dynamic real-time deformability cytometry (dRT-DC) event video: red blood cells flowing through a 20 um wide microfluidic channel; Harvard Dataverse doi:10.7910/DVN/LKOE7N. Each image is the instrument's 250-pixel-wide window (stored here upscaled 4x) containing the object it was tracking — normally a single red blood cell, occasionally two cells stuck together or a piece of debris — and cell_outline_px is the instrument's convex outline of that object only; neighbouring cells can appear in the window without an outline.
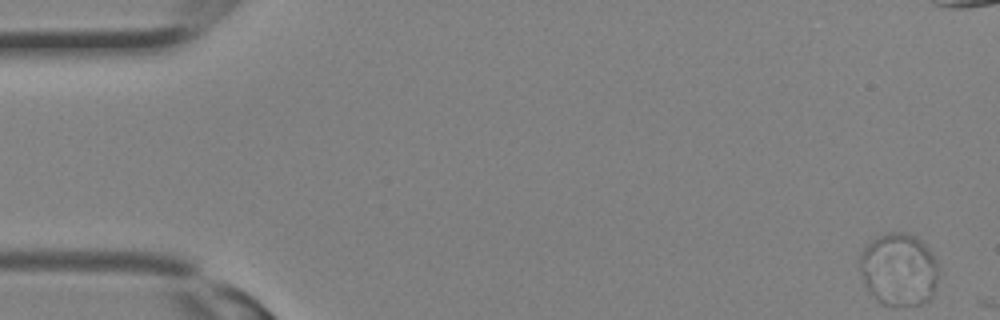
{"species": "Egyptian fruit bat (a non-hibernating species)", "species_latin": "Rousettus aegyptiacus", "temperature_condition": "room temperature", "stored_images_in_passage": 2, "camera_frame_rate_fps": 3000, "um_per_image_px": 0.085, "animal": {"sex": "female"}, "frame": {"image": 1, "passage_image": 1, "time_ms": 0.0, "image_size_px": [1000, 320], "cell_outline_px": [[940, 268], [932, 296], [928, 300], [920, 304], [880, 304], [868, 292], [860, 272], [860, 256], [864, 248], [872, 240], [888, 232], [904, 232], [916, 236], [932, 252]], "centroid_in_image_um": [76.41, 22.9], "position_along_channel_um": 8.6, "area_um2": 33.35}}